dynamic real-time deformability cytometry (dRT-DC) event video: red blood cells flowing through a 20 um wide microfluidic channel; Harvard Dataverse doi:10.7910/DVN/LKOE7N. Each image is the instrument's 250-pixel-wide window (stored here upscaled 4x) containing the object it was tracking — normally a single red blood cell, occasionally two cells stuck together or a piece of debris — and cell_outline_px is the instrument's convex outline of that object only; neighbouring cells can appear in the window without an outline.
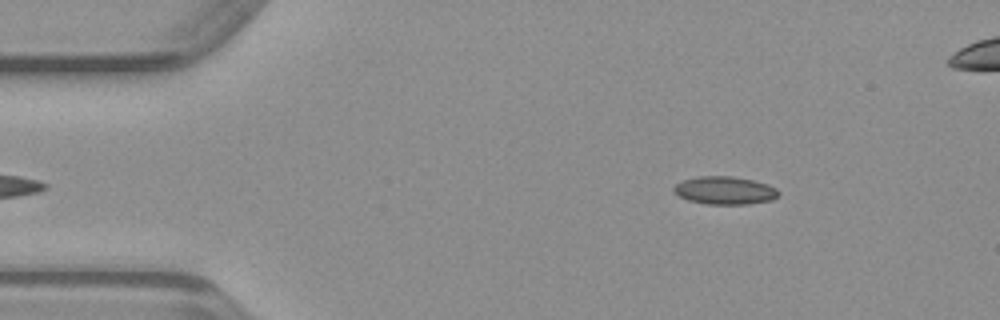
{"species": "common noctule bat (a hibernating species)", "species_latin": "Nyctalus noctula", "temperature_condition": "warm", "stored_images_in_passage": 45, "camera_frame_rate_fps": 3000, "um_per_image_px": 0.085, "animal": {"sex": "male", "body_mass_g": 23.1, "forearm_length_mm": 52.7}, "frame": {"image": 1, "passage_image": 2, "time_ms": 0.333, "image_size_px": [1000, 320], "cell_outline_px": [[780, 192], [772, 200], [748, 204], [704, 204], [688, 200], [680, 196], [672, 188], [676, 184], [684, 180], [696, 176], [732, 176], [752, 180], [768, 184], [776, 188]], "centroid_in_image_um": [61.61, 16.18], "position_along_channel_um": 23.4, "area_um2": 16.99}}
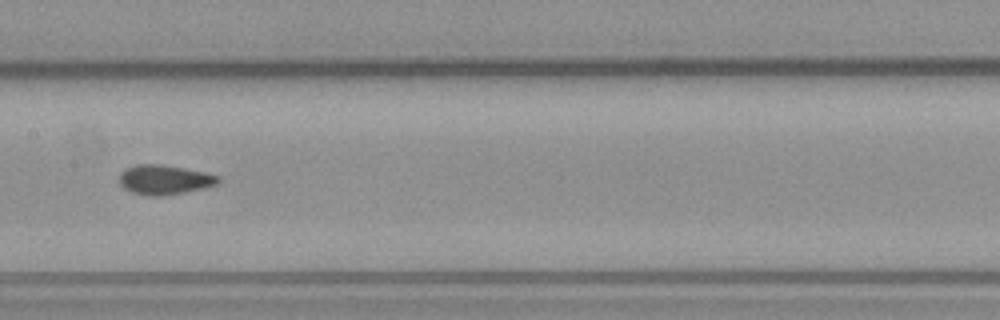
{"frame": {"image": 2, "passage_image": 19, "time_ms": 6.0, "image_size_px": [1000, 320], "cell_outline_px": [[220, 180], [216, 184], [204, 188], [164, 196], [148, 196], [132, 192], [124, 188], [120, 184], [120, 172], [136, 164], [160, 164], [184, 168], [204, 172], [220, 176]], "centroid_in_image_um": [13.98, 15.28], "position_along_channel_um": 193.4, "area_um2": 16.99}}
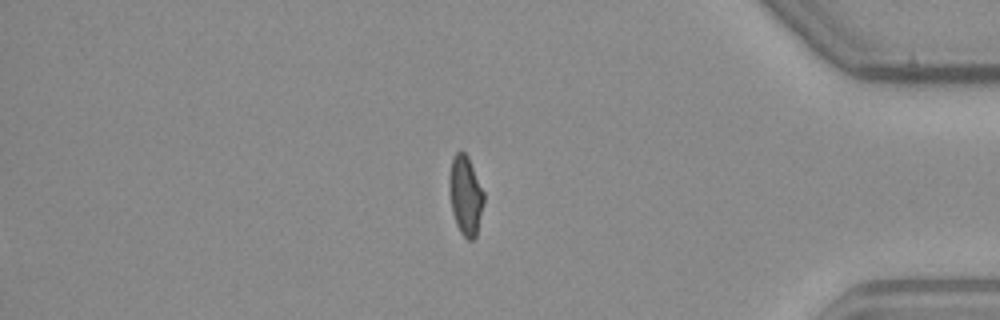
{"frame": {"image": 3, "passage_image": 36, "time_ms": 11.667, "image_size_px": [1000, 320], "cell_outline_px": [[484, 204], [476, 236], [472, 240], [468, 240], [460, 232], [456, 224], [452, 212], [448, 184], [448, 176], [452, 156], [460, 148], [468, 156], [484, 192]], "centroid_in_image_um": [39.55, 16.57], "position_along_channel_um": 395.6, "area_um2": 16.3}}